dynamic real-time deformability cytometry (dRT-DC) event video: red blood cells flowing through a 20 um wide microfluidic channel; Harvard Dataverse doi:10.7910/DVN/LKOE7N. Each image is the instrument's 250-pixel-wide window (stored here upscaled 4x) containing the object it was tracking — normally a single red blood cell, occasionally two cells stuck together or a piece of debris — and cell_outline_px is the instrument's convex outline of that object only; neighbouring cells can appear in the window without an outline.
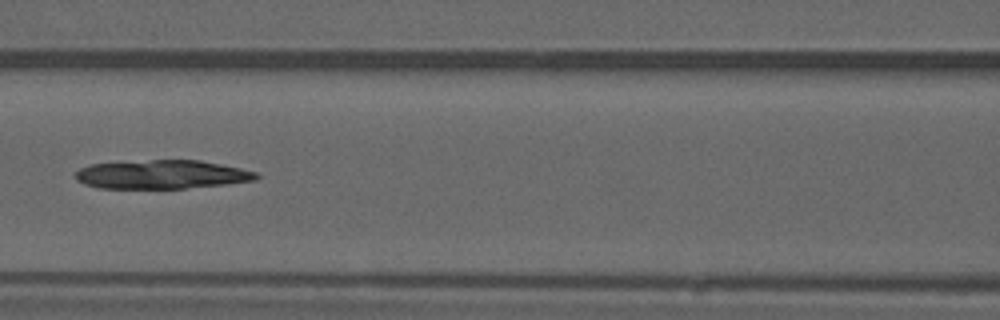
{"species": "common noctule bat (a hibernating species)", "species_latin": "Nyctalus noctula", "temperature_condition": "warm", "stored_images_in_passage": 38, "camera_frame_rate_fps": 3000, "um_per_image_px": 0.085, "animal": {"sex": "male", "forearm_length_mm": 52.5}, "frame": {"image": 1, "passage_image": 9, "time_ms": 2.667, "image_size_px": [1000, 320], "cell_outline_px": [[260, 176], [256, 180], [224, 184], [184, 188], [100, 188], [84, 184], [76, 180], [76, 172], [80, 168], [92, 164], [152, 160], [200, 160], [240, 168], [256, 172]], "centroid_in_image_um": [13.76, 14.83], "position_along_channel_um": 152.8, "area_um2": 30.0}}